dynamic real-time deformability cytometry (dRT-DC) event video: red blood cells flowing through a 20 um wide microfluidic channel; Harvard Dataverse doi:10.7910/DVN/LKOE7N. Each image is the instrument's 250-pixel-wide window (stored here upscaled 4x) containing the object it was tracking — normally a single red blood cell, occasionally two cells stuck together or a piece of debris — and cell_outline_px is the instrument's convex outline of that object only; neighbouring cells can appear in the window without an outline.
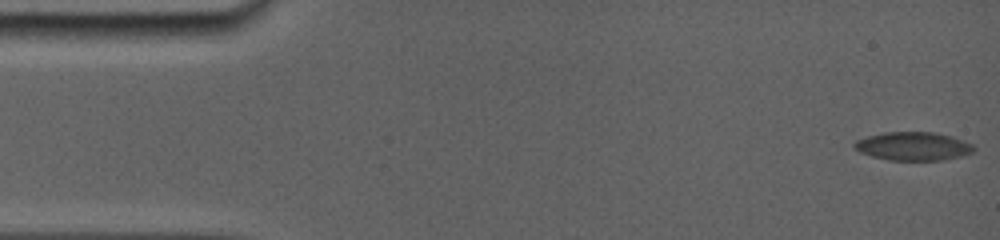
{"species": "common noctule bat (a hibernating species)", "species_latin": "Nyctalus noctula", "temperature_condition": "room temperature", "stored_images_in_passage": 38, "camera_frame_rate_fps": 5000, "um_per_image_px": 0.085, "animal": {"sex": "female", "body_mass_g": 19.0, "forearm_length_mm": 56.7}, "frame": {"image": 1, "passage_image": 1, "time_ms": 0.0, "image_size_px": [1000, 240], "cell_outline_px": [[976, 148], [972, 152], [960, 156], [944, 160], [888, 160], [872, 156], [860, 152], [852, 144], [856, 140], [868, 136], [884, 132], [932, 132], [948, 136], [972, 144]], "centroid_in_image_um": [77.59, 12.43], "position_along_channel_um": 7.4, "area_um2": 19.54}}
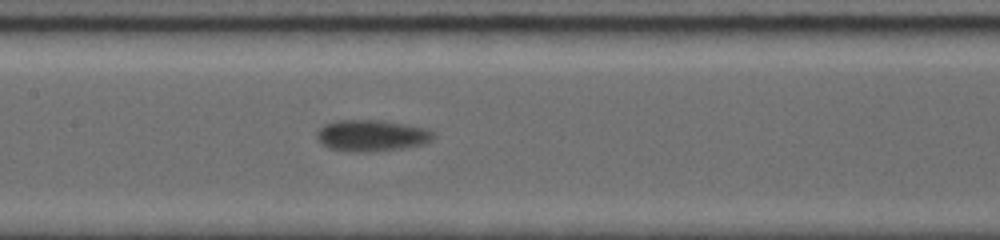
{"frame": {"image": 2, "passage_image": 17, "time_ms": 7.8, "image_size_px": [1000, 240], "cell_outline_px": [[436, 136], [432, 140], [424, 144], [404, 148], [368, 152], [352, 152], [328, 148], [320, 144], [316, 136], [316, 132], [324, 124], [336, 120], [384, 120], [408, 124], [424, 128], [432, 132]], "centroid_in_image_um": [31.57, 11.52], "position_along_channel_um": 175.8, "area_um2": 21.68}}
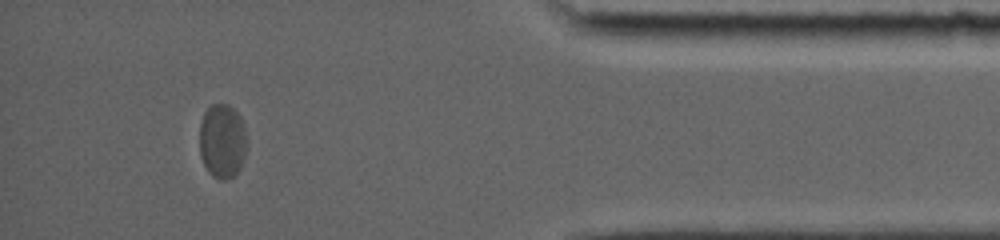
{"frame": {"image": 3, "passage_image": 33, "time_ms": 15.0, "image_size_px": [1000, 240], "cell_outline_px": [[244, 156], [240, 168], [228, 180], [220, 180], [212, 176], [208, 172], [200, 156], [200, 124], [204, 112], [212, 104], [228, 104], [240, 116], [244, 128]], "centroid_in_image_um": [18.85, 12.0], "position_along_channel_um": 416.3, "area_um2": 20.23}, "authors_computed_cell_mechanics": {"area_um2": 20.5768, "velocity_mm_per_s": 3.7478, "shape_relaxation_time_tau1_ms": 2.8042, "shape_relaxation_time_tau2_ms": null, "deformation_change_tau1": 0.1083, "deformation_change_tau2": null}}